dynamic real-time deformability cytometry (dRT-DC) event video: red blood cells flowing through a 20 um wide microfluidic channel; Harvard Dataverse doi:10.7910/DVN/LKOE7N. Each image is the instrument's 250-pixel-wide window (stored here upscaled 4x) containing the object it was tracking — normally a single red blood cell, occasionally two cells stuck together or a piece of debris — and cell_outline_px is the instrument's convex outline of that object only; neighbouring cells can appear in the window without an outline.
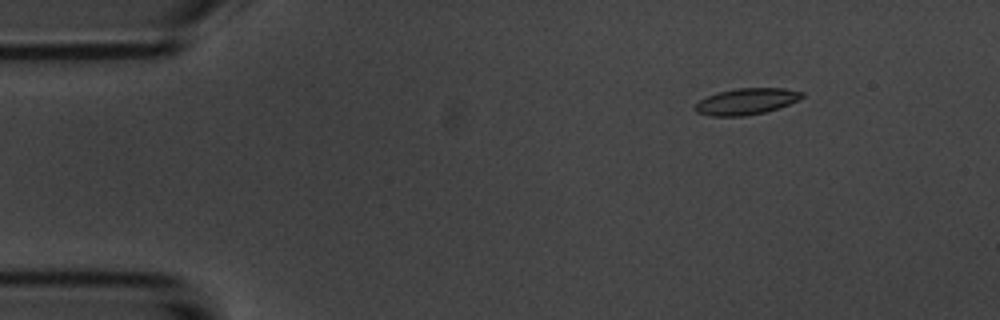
{"species": "common noctule bat (a hibernating species)", "species_latin": "Nyctalus noctula", "temperature_condition": "room temperature", "stored_images_in_passage": 9, "camera_frame_rate_fps": 3000, "um_per_image_px": 0.085, "animal": {"sex": "male", "body_mass_g": 20.1, "forearm_length_mm": 53.5}, "frame": {"image": 1, "passage_image": 3, "time_ms": 2.0, "image_size_px": [1000, 320], "cell_outline_px": [[804, 96], [788, 104], [764, 112], [744, 116], [708, 116], [696, 112], [696, 104], [700, 100], [708, 96], [720, 92], [736, 88], [784, 88], [804, 92]], "centroid_in_image_um": [63.44, 8.62], "position_along_channel_um": 21.6, "area_um2": 16.13}}
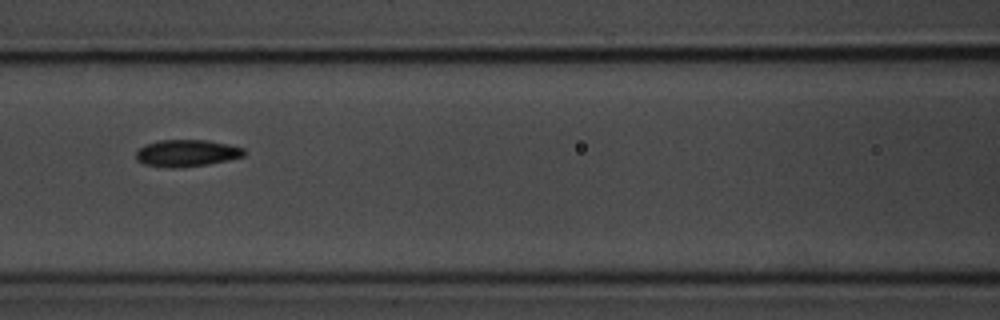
{"frame": {"image": 2, "passage_image": 8, "time_ms": 7.667, "image_size_px": [1000, 320], "cell_outline_px": [[244, 156], [228, 160], [208, 164], [184, 168], [172, 168], [144, 164], [136, 160], [136, 152], [144, 144], [160, 140], [208, 140], [228, 144], [244, 148]], "centroid_in_image_um": [15.86, 13.02], "position_along_channel_um": 150.7, "area_um2": 17.05}}
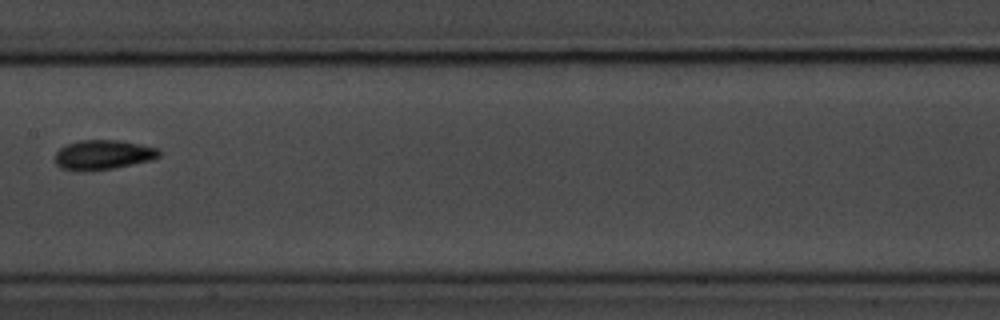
{"frame": {"image": 3, "passage_image": 9, "time_ms": 9.0, "image_size_px": [1000, 320], "cell_outline_px": [[160, 156], [152, 160], [112, 168], [84, 172], [76, 172], [60, 168], [56, 164], [56, 152], [60, 148], [68, 144], [80, 140], [120, 140], [140, 144], [156, 148], [160, 152]], "centroid_in_image_um": [8.73, 13.17], "position_along_channel_um": 198.7, "area_um2": 18.03}}